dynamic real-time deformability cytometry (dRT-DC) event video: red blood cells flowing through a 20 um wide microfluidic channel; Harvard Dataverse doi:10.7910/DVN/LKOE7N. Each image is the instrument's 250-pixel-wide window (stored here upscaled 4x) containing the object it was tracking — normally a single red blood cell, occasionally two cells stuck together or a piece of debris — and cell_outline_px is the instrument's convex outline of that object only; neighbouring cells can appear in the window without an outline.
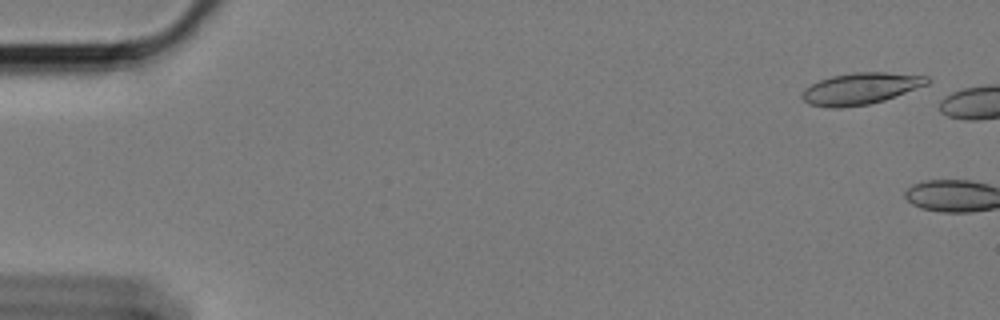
{"species": "Egyptian fruit bat (a non-hibernating species)", "species_latin": "Rousettus aegyptiacus", "temperature_condition": "cold", "stored_images_in_passage": 5, "camera_frame_rate_fps": 3000, "um_per_image_px": 0.085, "animal": {"sex": "female"}, "frame": {"image": 1, "passage_image": 3, "time_ms": 0.667, "image_size_px": [1000, 320], "cell_outline_px": [[932, 80], [928, 84], [884, 100], [868, 104], [840, 108], [828, 108], [808, 104], [800, 96], [800, 92], [804, 88], [820, 80], [832, 76], [852, 72], [888, 72], [928, 76]], "centroid_in_image_um": [73.13, 7.53], "position_along_channel_um": 11.9, "area_um2": 23.18}}